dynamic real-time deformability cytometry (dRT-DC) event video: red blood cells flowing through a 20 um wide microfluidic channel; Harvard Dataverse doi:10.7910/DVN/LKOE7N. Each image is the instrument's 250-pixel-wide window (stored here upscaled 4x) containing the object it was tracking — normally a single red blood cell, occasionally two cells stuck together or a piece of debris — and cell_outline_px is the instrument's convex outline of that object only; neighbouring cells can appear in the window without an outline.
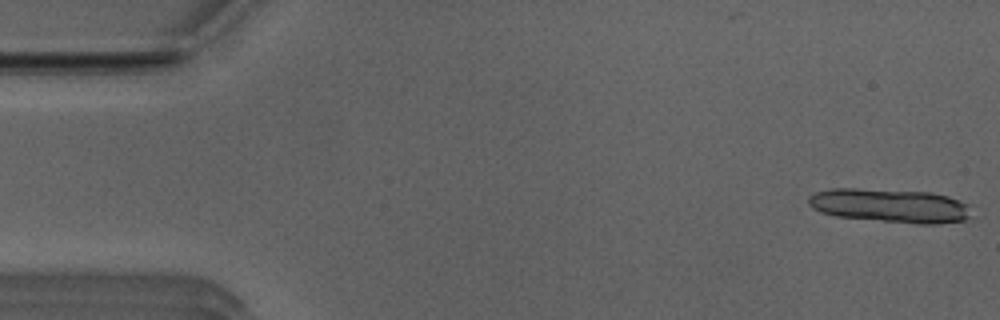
{"species": "Egyptian fruit bat (a non-hibernating species)", "species_latin": "Rousettus aegyptiacus", "temperature_condition": "room temperature", "stored_images_in_passage": 13, "camera_frame_rate_fps": 3000, "um_per_image_px": 0.085, "animal": {"sex": "male"}, "frame": {"image": 1, "passage_image": 1, "time_ms": 0.0, "image_size_px": [1000, 320], "cell_outline_px": [[972, 216], [964, 220], [936, 224], [916, 224], [836, 216], [820, 212], [812, 208], [808, 204], [808, 196], [816, 192], [832, 188], [856, 188], [932, 192], [948, 196], [968, 204]], "centroid_in_image_um": [75.66, 17.47], "position_along_channel_um": 9.3, "area_um2": 32.37}}